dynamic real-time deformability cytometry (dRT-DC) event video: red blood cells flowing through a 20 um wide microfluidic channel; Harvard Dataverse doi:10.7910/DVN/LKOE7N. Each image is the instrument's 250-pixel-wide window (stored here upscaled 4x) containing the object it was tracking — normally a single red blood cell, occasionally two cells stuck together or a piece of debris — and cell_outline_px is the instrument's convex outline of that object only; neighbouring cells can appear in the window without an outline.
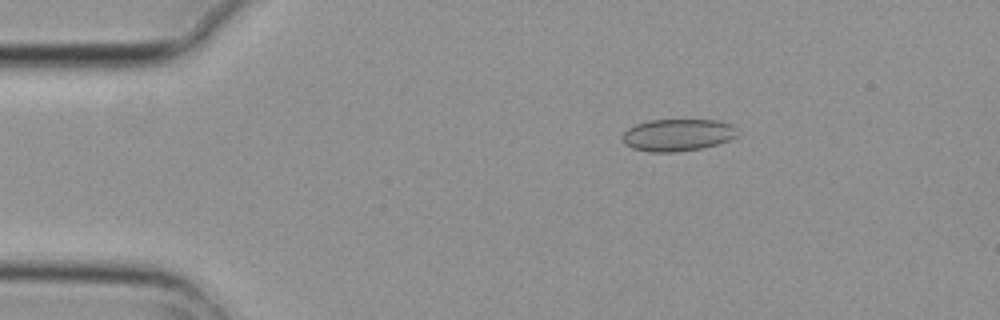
{"species": "common noctule bat (a hibernating species)", "species_latin": "Nyctalus noctula", "temperature_condition": "cold", "stored_images_in_passage": 3, "camera_frame_rate_fps": 3000, "um_per_image_px": 0.085, "animal": {"sex": "female", "body_mass_g": 29.2, "forearm_length_mm": 56.3}, "frame": {"image": 1, "passage_image": 2, "time_ms": 0.333, "image_size_px": [1000, 320], "cell_outline_px": [[740, 132], [736, 136], [728, 140], [704, 148], [676, 152], [648, 152], [632, 148], [624, 144], [620, 140], [620, 136], [628, 128], [636, 124], [648, 120], [720, 120], [736, 124]], "centroid_in_image_um": [57.61, 11.47], "position_along_channel_um": 27.4, "area_um2": 22.08}}